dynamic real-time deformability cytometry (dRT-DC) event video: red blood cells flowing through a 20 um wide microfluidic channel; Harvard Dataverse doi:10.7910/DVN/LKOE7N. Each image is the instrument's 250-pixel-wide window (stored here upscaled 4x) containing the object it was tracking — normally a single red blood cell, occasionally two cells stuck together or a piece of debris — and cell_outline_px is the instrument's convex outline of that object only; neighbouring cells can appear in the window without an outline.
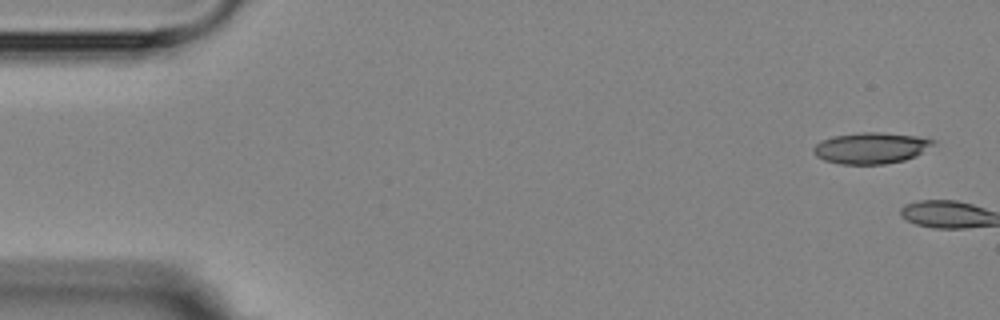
{"species": "Egyptian fruit bat (a non-hibernating species)", "species_latin": "Rousettus aegyptiacus", "temperature_condition": "room temperature", "stored_images_in_passage": 5, "camera_frame_rate_fps": 3000, "um_per_image_px": 0.085, "animal": {"sex": "female"}, "frame": {"image": 1, "passage_image": 1, "time_ms": 0.0, "image_size_px": [1000, 320], "cell_outline_px": [[936, 144], [916, 156], [904, 160], [884, 164], [840, 164], [824, 160], [816, 156], [812, 152], [812, 148], [820, 140], [832, 136], [860, 132], [884, 132], [916, 136], [936, 140]], "centroid_in_image_um": [74.02, 12.57], "position_along_channel_um": 11.0, "area_um2": 22.02}}
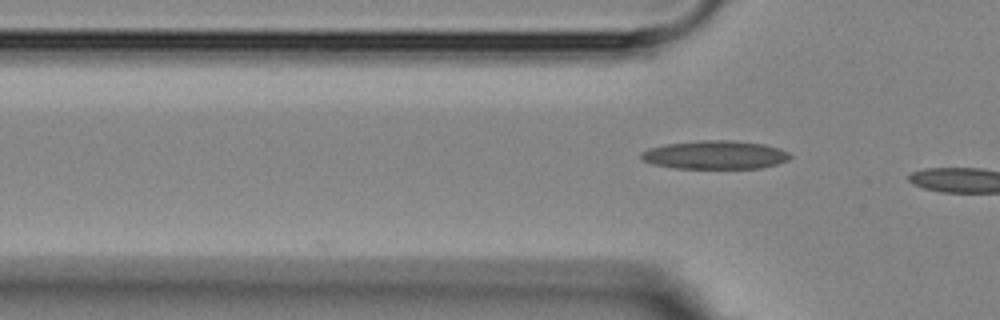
{"frame": {"image": 2, "passage_image": 5, "time_ms": 4.667, "image_size_px": [1000, 320], "cell_outline_px": [[792, 156], [788, 160], [776, 164], [760, 168], [676, 168], [652, 164], [644, 160], [640, 156], [640, 152], [648, 148], [664, 144], [700, 140], [732, 140], [764, 144], [780, 148], [788, 152]], "centroid_in_image_um": [60.77, 13.15], "position_along_channel_um": 65.0, "area_um2": 24.8}}